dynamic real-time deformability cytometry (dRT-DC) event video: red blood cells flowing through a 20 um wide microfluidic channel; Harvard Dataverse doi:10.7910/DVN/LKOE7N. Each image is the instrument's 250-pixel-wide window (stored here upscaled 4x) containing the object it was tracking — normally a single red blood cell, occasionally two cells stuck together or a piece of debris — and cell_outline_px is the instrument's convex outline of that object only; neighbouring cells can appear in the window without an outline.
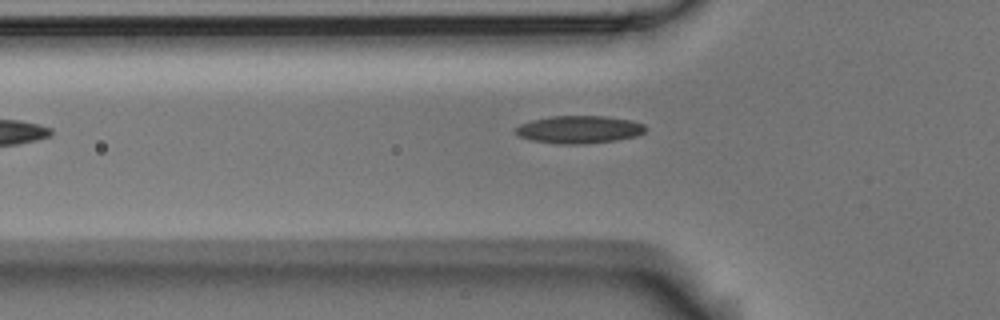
{"species": "Egyptian fruit bat (a non-hibernating species)", "species_latin": "Rousettus aegyptiacus", "temperature_condition": "room temperature", "stored_images_in_passage": 5, "camera_frame_rate_fps": 3000, "um_per_image_px": 0.085, "animal": {"sex": "male"}, "frame": {"image": 1, "passage_image": 4, "time_ms": 1.0, "image_size_px": [1000, 320], "cell_outline_px": [[648, 128], [644, 132], [636, 136], [616, 140], [584, 144], [560, 144], [532, 140], [520, 136], [516, 132], [516, 128], [520, 124], [532, 120], [552, 116], [604, 116], [632, 120], [644, 124]], "centroid_in_image_um": [49.27, 11.0], "position_along_channel_um": 76.5, "area_um2": 20.87}}
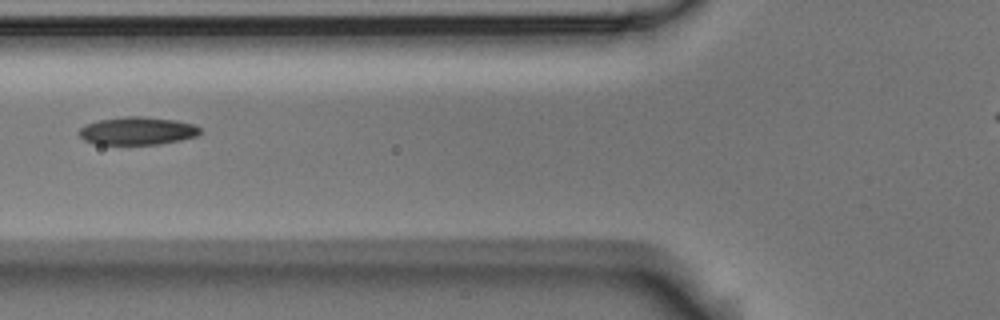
{"frame": {"image": 2, "passage_image": 5, "time_ms": 1.333, "image_size_px": [1000, 320], "cell_outline_px": [[200, 132], [196, 136], [180, 140], [160, 144], [96, 144], [84, 140], [80, 136], [80, 128], [88, 124], [100, 120], [124, 116], [140, 116], [176, 120], [196, 124], [200, 128]], "centroid_in_image_um": [11.71, 11.12], "position_along_channel_um": 114.1, "area_um2": 19.54}}